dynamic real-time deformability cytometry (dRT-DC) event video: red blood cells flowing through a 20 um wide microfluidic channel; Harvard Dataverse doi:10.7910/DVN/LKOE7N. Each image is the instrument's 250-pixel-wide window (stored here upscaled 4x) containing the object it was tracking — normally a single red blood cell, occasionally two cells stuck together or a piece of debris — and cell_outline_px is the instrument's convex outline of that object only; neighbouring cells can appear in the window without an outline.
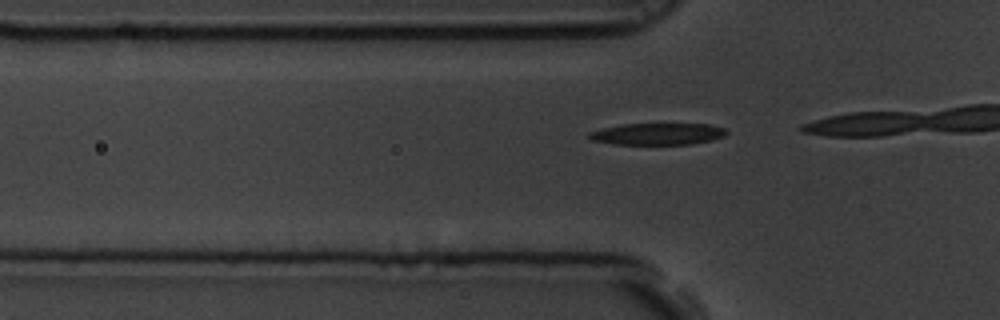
{"species": "common noctule bat (a hibernating species)", "species_latin": "Nyctalus noctula", "temperature_condition": "room temperature", "stored_images_in_passage": 13, "camera_frame_rate_fps": 3000, "um_per_image_px": 0.085, "animal": {"sex": "male", "body_mass_g": 19.5, "forearm_length_mm": 54.6}, "frame": {"image": 1, "passage_image": 10, "time_ms": 3.0, "image_size_px": [1000, 320], "cell_outline_px": [[728, 132], [724, 136], [712, 140], [688, 144], [612, 144], [592, 140], [588, 136], [588, 132], [604, 128], [624, 124], [708, 124], [724, 128]], "centroid_in_image_um": [55.9, 11.38], "position_along_channel_um": 69.9, "area_um2": 17.22}}